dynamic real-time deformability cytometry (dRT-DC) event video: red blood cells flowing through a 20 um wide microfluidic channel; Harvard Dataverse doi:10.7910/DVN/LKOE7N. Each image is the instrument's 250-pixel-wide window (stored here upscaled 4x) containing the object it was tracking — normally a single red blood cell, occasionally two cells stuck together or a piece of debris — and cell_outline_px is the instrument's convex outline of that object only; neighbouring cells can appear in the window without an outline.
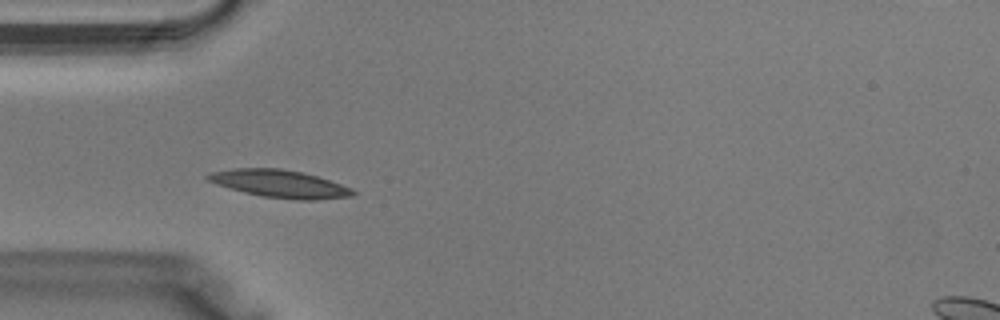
{"species": "Egyptian fruit bat (a non-hibernating species)", "species_latin": "Rousettus aegyptiacus", "temperature_condition": "warm", "stored_images_in_passage": 28, "camera_frame_rate_fps": 3000, "um_per_image_px": 0.085, "animal": {"sex": "male"}, "frame": {"image": 1, "passage_image": 7, "time_ms": 2.0, "image_size_px": [1000, 320], "cell_outline_px": [[356, 192], [352, 196], [316, 200], [296, 200], [264, 196], [244, 192], [216, 184], [208, 180], [204, 176], [212, 172], [236, 168], [280, 168], [304, 172], [352, 188]], "centroid_in_image_um": [23.79, 15.62], "position_along_channel_um": 61.2, "area_um2": 23.18}}
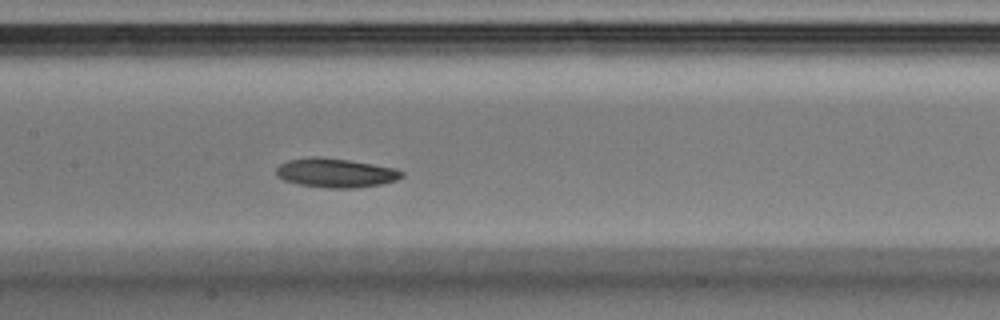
{"frame": {"image": 2, "passage_image": 14, "time_ms": 4.333, "image_size_px": [1000, 320], "cell_outline_px": [[404, 176], [396, 180], [380, 184], [352, 188], [328, 188], [300, 184], [284, 180], [276, 176], [276, 168], [280, 164], [288, 160], [312, 156], [320, 156], [348, 160], [396, 168], [404, 172]], "centroid_in_image_um": [28.52, 14.68], "position_along_channel_um": 178.9, "area_um2": 21.27}}
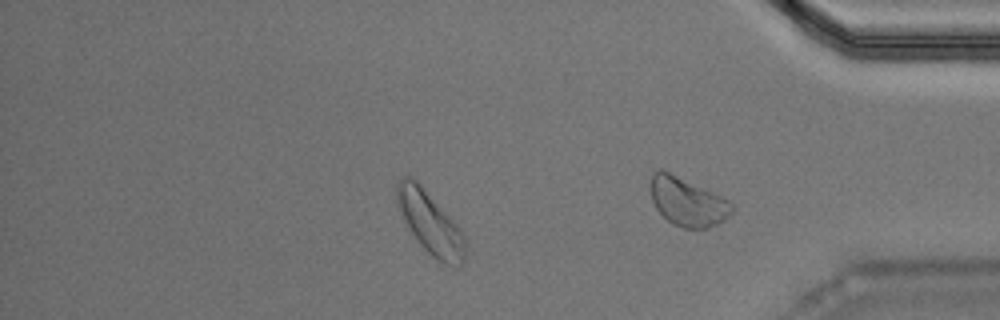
{"frame": {"image": 3, "passage_image": 26, "time_ms": 8.333, "image_size_px": [1000, 320], "cell_outline_px": [[464, 260], [460, 268], [456, 268], [444, 264], [436, 260], [420, 244], [408, 228], [396, 204], [396, 184], [400, 176], [408, 176], [416, 180], [464, 232]], "centroid_in_image_um": [36.55, 18.96], "position_along_channel_um": 398.7, "area_um2": 24.8}}